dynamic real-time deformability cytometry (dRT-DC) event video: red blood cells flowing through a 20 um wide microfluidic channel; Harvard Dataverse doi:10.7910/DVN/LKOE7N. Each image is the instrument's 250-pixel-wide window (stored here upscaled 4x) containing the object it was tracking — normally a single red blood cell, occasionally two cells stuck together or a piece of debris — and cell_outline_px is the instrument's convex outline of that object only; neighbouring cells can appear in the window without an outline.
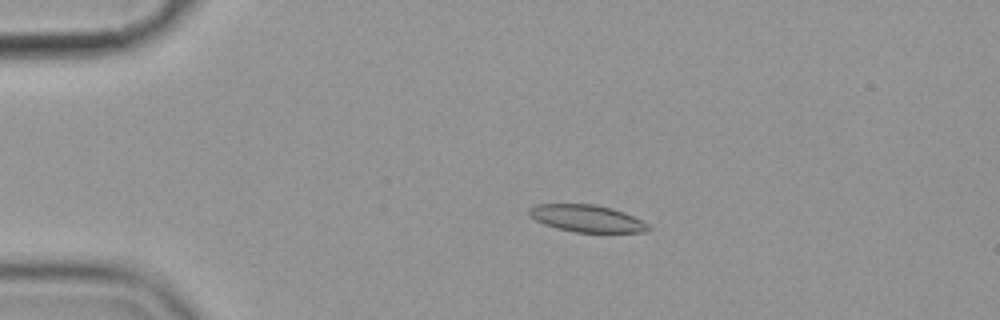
{"species": "common noctule bat (a hibernating species)", "species_latin": "Nyctalus noctula", "temperature_condition": "cold", "stored_images_in_passage": 5, "camera_frame_rate_fps": 3000, "um_per_image_px": 0.085, "animal": {"sex": "female", "body_mass_g": 19.9}, "frame": {"image": 1, "passage_image": 3, "time_ms": 2.333, "image_size_px": [1000, 320], "cell_outline_px": [[652, 228], [648, 232], [576, 232], [556, 228], [544, 224], [536, 220], [528, 212], [528, 208], [536, 204], [596, 204], [612, 208], [624, 212], [648, 224]], "centroid_in_image_um": [49.89, 18.56], "position_along_channel_um": 35.1, "area_um2": 18.79}}
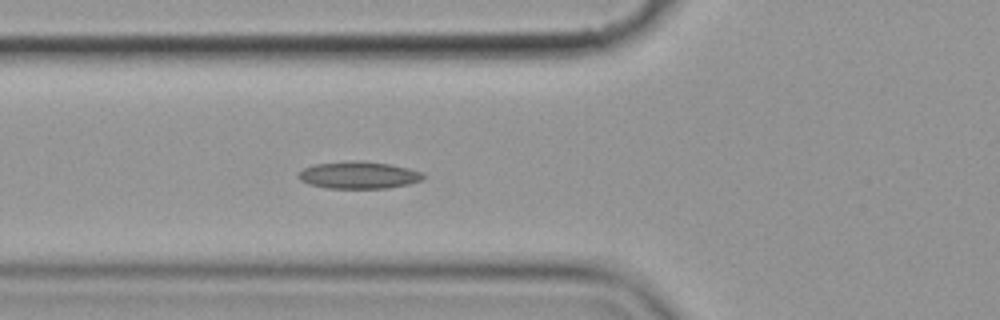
{"frame": {"image": 2, "passage_image": 5, "time_ms": 5.333, "image_size_px": [1000, 320], "cell_outline_px": [[424, 176], [420, 180], [408, 184], [388, 188], [328, 188], [308, 184], [300, 180], [296, 176], [304, 168], [316, 164], [352, 160], [364, 160], [392, 164], [408, 168], [420, 172]], "centroid_in_image_um": [30.46, 14.87], "position_along_channel_um": 95.3, "area_um2": 19.77}}